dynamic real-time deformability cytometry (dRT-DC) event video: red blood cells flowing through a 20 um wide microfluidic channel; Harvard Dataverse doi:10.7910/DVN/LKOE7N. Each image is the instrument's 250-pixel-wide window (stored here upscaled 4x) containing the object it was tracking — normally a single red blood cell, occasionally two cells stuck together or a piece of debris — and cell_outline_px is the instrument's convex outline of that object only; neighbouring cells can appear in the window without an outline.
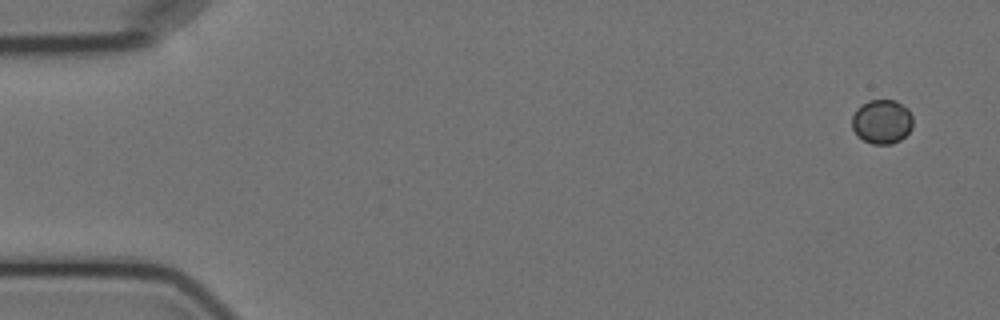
{"species": "Egyptian fruit bat (a non-hibernating species)", "species_latin": "Rousettus aegyptiacus", "temperature_condition": "cold", "stored_images_in_passage": 5, "camera_frame_rate_fps": 3000, "um_per_image_px": 0.085, "animal": {"sex": "female"}, "frame": {"image": 1, "passage_image": 1, "time_ms": 0.0, "image_size_px": [1000, 320], "cell_outline_px": [[912, 128], [900, 140], [892, 144], [872, 144], [864, 140], [852, 128], [852, 116], [856, 108], [860, 104], [868, 100], [896, 100], [908, 108], [912, 116]], "centroid_in_image_um": [74.96, 10.32], "position_along_channel_um": 10.0, "area_um2": 15.78}}
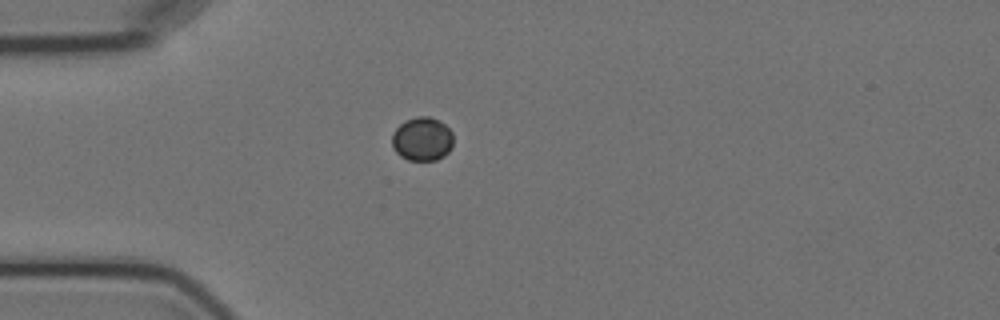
{"frame": {"image": 2, "passage_image": 5, "time_ms": 4.333, "image_size_px": [1000, 320], "cell_outline_px": [[452, 148], [444, 156], [436, 160], [408, 160], [400, 156], [392, 148], [392, 132], [404, 120], [416, 116], [428, 116], [444, 124], [452, 132]], "centroid_in_image_um": [35.86, 11.82], "position_along_channel_um": 49.1, "area_um2": 15.72}}